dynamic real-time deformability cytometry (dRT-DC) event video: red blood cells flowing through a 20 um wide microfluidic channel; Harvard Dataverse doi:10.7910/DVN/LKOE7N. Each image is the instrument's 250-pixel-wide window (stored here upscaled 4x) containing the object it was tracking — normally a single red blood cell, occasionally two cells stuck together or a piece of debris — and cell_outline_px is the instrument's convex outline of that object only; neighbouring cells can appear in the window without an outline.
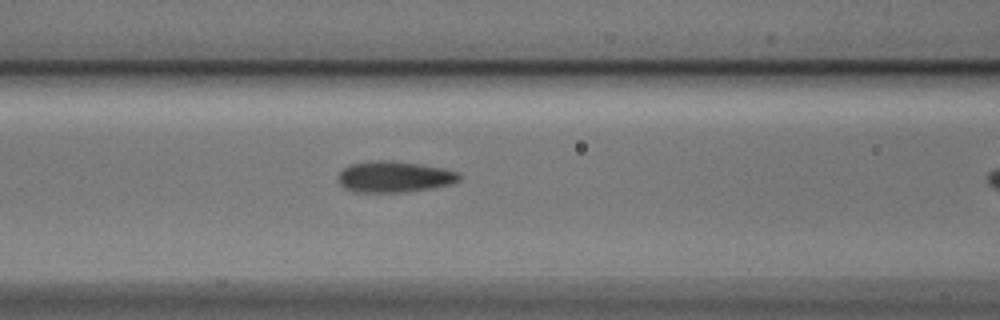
{"species": "Egyptian fruit bat (a non-hibernating species)", "species_latin": "Rousettus aegyptiacus", "temperature_condition": "cold", "stored_images_in_passage": 10, "camera_frame_rate_fps": 3000, "um_per_image_px": 0.085, "animal": {"sex": "male"}, "frame": {"image": 1, "passage_image": 9, "time_ms": 2.667, "image_size_px": [1000, 320], "cell_outline_px": [[460, 180], [452, 184], [432, 188], [404, 192], [352, 192], [344, 188], [340, 184], [340, 172], [348, 164], [376, 160], [392, 160], [420, 164], [444, 168], [460, 172]], "centroid_in_image_um": [33.54, 15.02], "position_along_channel_um": 133.1, "area_um2": 22.14}}